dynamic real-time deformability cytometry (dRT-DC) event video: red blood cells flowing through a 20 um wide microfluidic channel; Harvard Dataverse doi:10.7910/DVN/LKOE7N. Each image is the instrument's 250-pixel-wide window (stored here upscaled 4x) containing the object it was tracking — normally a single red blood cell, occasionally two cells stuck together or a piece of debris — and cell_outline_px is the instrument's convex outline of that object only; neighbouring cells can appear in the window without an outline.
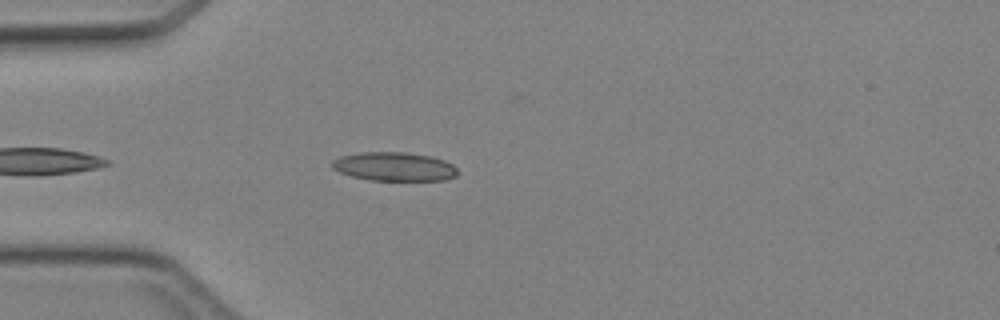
{"species": "Egyptian fruit bat (a non-hibernating species)", "species_latin": "Rousettus aegyptiacus", "temperature_condition": "cold", "stored_images_in_passage": 32, "camera_frame_rate_fps": 3000, "um_per_image_px": 0.085, "animal": {"sex": "female"}, "frame": {"image": 1, "passage_image": 4, "time_ms": 1.0, "image_size_px": [1000, 320], "cell_outline_px": [[460, 172], [456, 176], [444, 180], [368, 180], [352, 176], [340, 172], [332, 168], [332, 160], [340, 156], [360, 152], [404, 152], [432, 156], [444, 160], [452, 164]], "centroid_in_image_um": [33.52, 14.15], "position_along_channel_um": 51.5, "area_um2": 21.15}}
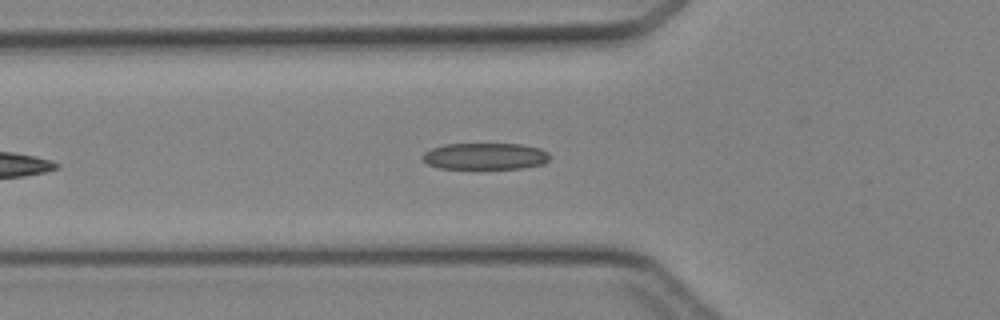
{"frame": {"image": 2, "passage_image": 7, "time_ms": 2.0, "image_size_px": [1000, 320], "cell_outline_px": [[548, 160], [544, 164], [524, 168], [440, 168], [428, 164], [420, 156], [424, 152], [432, 148], [444, 144], [520, 144], [540, 148], [548, 152]], "centroid_in_image_um": [41.23, 13.27], "position_along_channel_um": 84.6, "area_um2": 19.65}}
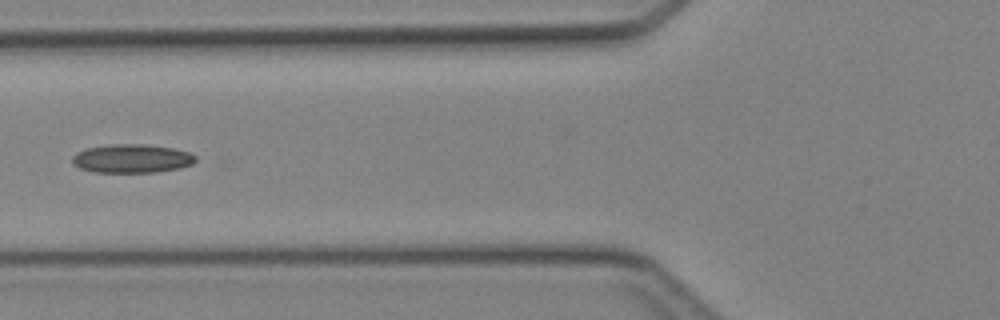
{"frame": {"image": 3, "passage_image": 9, "time_ms": 2.667, "image_size_px": [1000, 320], "cell_outline_px": [[196, 160], [192, 164], [180, 168], [156, 172], [96, 172], [80, 168], [72, 164], [72, 156], [76, 152], [84, 148], [112, 144], [144, 144], [172, 148], [188, 152], [196, 156]], "centroid_in_image_um": [11.18, 13.47], "position_along_channel_um": 114.6, "area_um2": 20.63}}